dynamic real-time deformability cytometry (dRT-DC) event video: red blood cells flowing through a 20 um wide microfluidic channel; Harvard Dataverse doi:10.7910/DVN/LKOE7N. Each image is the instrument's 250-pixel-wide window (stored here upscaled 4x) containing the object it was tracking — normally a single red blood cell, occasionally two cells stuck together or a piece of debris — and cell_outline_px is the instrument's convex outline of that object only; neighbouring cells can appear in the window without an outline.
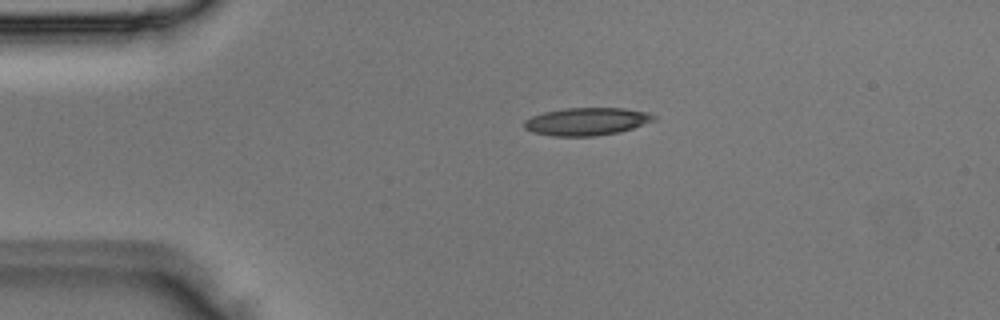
{"species": "Egyptian fruit bat (a non-hibernating species)", "species_latin": "Rousettus aegyptiacus", "temperature_condition": "room temperature", "stored_images_in_passage": 3, "camera_frame_rate_fps": 3000, "um_per_image_px": 0.085, "animal": {"sex": "male"}, "frame": {"image": 1, "passage_image": 2, "time_ms": 0.333, "image_size_px": [1000, 320], "cell_outline_px": [[656, 120], [620, 132], [596, 136], [552, 136], [532, 132], [524, 128], [524, 120], [532, 116], [544, 112], [564, 108], [624, 108], [648, 112], [656, 116]], "centroid_in_image_um": [49.87, 10.33], "position_along_channel_um": 35.1, "area_um2": 21.04}}